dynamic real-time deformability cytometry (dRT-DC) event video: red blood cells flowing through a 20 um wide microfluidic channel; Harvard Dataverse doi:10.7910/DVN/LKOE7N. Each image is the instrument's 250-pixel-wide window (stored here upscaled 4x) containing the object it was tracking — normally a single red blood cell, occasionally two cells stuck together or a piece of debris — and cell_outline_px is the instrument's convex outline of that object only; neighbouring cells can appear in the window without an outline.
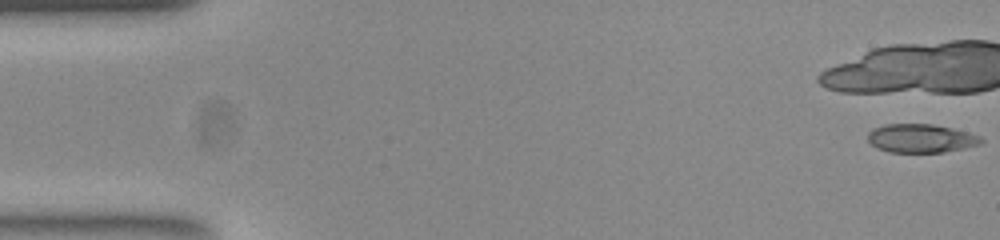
{"species": "common noctule bat (a hibernating species)", "species_latin": "Nyctalus noctula", "temperature_condition": "room temperature", "stored_images_in_passage": 14, "camera_frame_rate_fps": 3000, "um_per_image_px": 0.085, "animal": {"sex": "female", "body_mass_g": 23.0, "forearm_length_mm": 53.4}, "frame": {"image": 1, "passage_image": 1, "time_ms": 0.0, "image_size_px": [1000, 240], "cell_outline_px": [[984, 140], [980, 144], [964, 148], [944, 152], [888, 152], [876, 148], [868, 140], [868, 132], [872, 128], [884, 124], [932, 124], [952, 128], [968, 132], [980, 136]], "centroid_in_image_um": [78.26, 11.75], "position_along_channel_um": 6.7, "area_um2": 18.96}}